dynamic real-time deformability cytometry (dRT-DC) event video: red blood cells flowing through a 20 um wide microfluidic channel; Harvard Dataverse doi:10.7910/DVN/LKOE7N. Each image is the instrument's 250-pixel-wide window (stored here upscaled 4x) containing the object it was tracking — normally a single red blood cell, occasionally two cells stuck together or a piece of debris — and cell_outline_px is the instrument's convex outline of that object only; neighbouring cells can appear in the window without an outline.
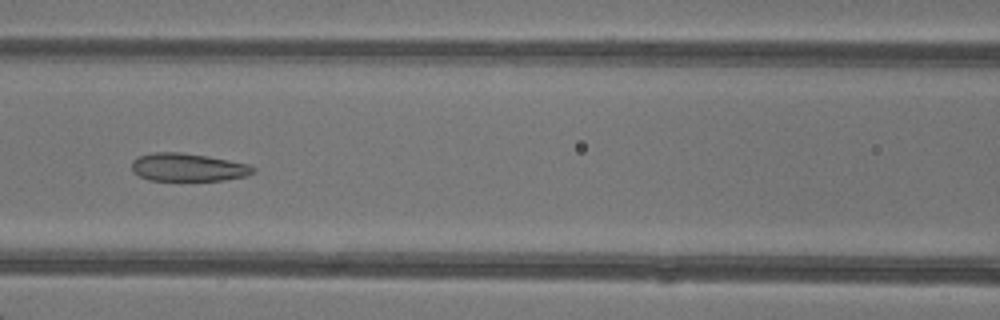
{"species": "common noctule bat (a hibernating species)", "species_latin": "Nyctalus noctula", "temperature_condition": "warm", "stored_images_in_passage": 7, "camera_frame_rate_fps": 3000, "um_per_image_px": 0.085, "animal": {"sex": "female"}, "frame": {"image": 1, "passage_image": 7, "time_ms": 7.0, "image_size_px": [1000, 320], "cell_outline_px": [[256, 172], [244, 176], [224, 180], [148, 180], [132, 172], [132, 160], [140, 156], [152, 152], [180, 152], [208, 156], [248, 164], [256, 168]], "centroid_in_image_um": [15.96, 14.22], "position_along_channel_um": 150.6, "area_um2": 19.77}}